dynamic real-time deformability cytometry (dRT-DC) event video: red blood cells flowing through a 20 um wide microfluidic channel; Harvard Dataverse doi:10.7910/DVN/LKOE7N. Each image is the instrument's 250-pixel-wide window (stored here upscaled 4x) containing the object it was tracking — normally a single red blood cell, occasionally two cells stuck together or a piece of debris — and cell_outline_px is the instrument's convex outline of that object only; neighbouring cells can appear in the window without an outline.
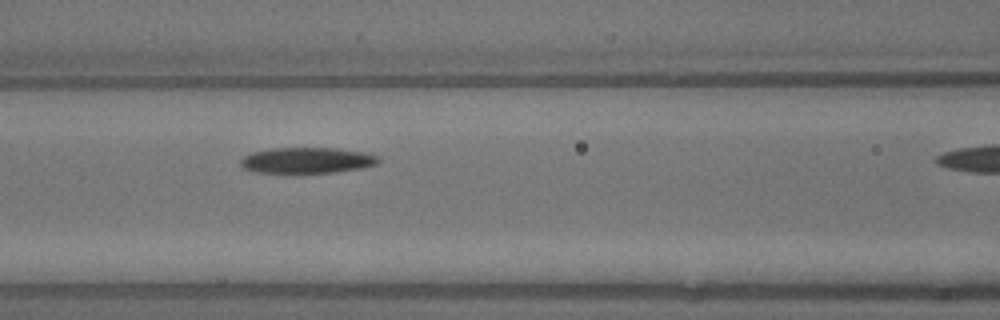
{"species": "common noctule bat (a hibernating species)", "species_latin": "Nyctalus noctula", "temperature_condition": "warm", "stored_images_in_passage": 8, "segment_of_instrument_passage": [1, 2], "camera_frame_rate_fps": 3000, "um_per_image_px": 0.085, "animal": {"sex": "male", "body_mass_g": 13.3}, "frame": {"image": 1, "passage_image": 7, "time_ms": 2.0, "image_size_px": [1000, 320], "cell_outline_px": [[380, 160], [376, 164], [360, 168], [336, 172], [296, 176], [252, 172], [244, 168], [240, 164], [240, 160], [244, 156], [252, 152], [272, 148], [336, 148], [360, 152], [376, 156]], "centroid_in_image_um": [25.98, 13.68], "position_along_channel_um": 140.6, "area_um2": 21.62}}